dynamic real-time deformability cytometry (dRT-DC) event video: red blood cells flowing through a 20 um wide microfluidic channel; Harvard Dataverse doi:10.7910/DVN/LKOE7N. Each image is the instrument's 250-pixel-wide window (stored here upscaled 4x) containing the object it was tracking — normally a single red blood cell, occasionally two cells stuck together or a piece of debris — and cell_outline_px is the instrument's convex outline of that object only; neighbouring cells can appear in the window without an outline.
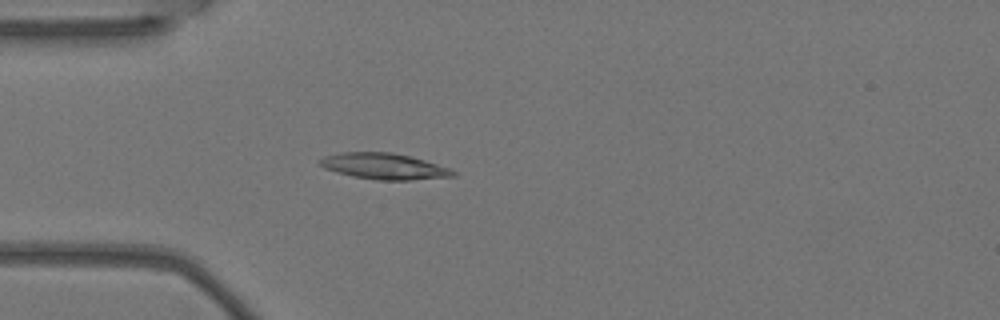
{"species": "Egyptian fruit bat (a non-hibernating species)", "species_latin": "Rousettus aegyptiacus", "temperature_condition": "warm", "stored_images_in_passage": 4, "camera_frame_rate_fps": 3000, "um_per_image_px": 0.085, "animal": {"sex": "female"}, "frame": {"image": 1, "passage_image": 4, "time_ms": 1.0, "image_size_px": [1000, 320], "cell_outline_px": [[456, 176], [412, 180], [380, 180], [352, 176], [336, 172], [324, 168], [316, 160], [324, 156], [340, 152], [392, 152], [424, 160], [448, 168], [456, 172]], "centroid_in_image_um": [32.6, 14.13], "position_along_channel_um": 52.4, "area_um2": 20.17}}